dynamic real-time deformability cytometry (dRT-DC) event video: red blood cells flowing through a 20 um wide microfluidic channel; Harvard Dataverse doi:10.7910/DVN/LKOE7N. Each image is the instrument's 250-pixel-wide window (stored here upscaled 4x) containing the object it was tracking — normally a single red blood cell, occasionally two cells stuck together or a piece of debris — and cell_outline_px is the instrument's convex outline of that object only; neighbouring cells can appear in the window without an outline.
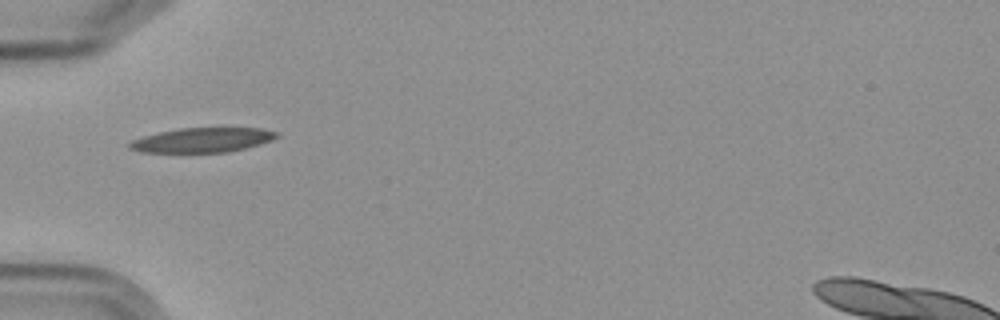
{"species": "Egyptian fruit bat (a non-hibernating species)", "species_latin": "Rousettus aegyptiacus", "temperature_condition": "cold", "stored_images_in_passage": 4, "camera_frame_rate_fps": 3000, "um_per_image_px": 0.085, "frame": {"image": 1, "passage_image": 1, "time_ms": 0.0, "image_size_px": [1000, 320], "cell_outline_px": [[280, 136], [272, 140], [260, 144], [228, 152], [140, 152], [128, 148], [128, 144], [132, 140], [144, 136], [160, 132], [180, 128], [260, 128], [280, 132]], "centroid_in_image_um": [17.23, 11.9], "position_along_channel_um": 67.8, "area_um2": 21.04}}
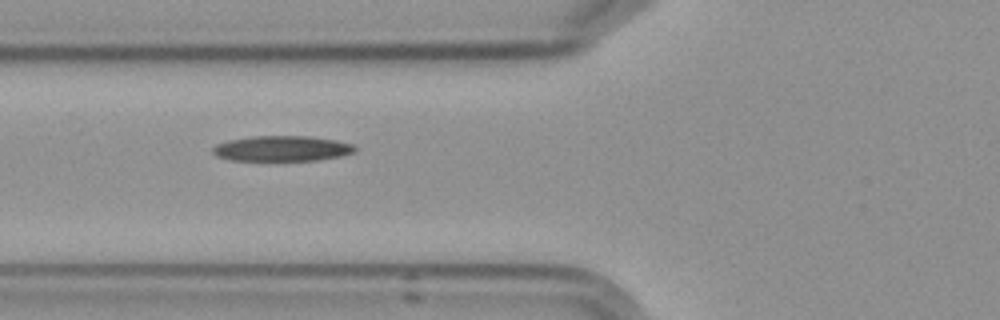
{"frame": {"image": 2, "passage_image": 2, "time_ms": 1.0, "image_size_px": [1000, 320], "cell_outline_px": [[356, 152], [340, 156], [316, 160], [232, 160], [216, 156], [212, 152], [212, 148], [216, 144], [228, 140], [252, 136], [312, 136], [336, 140], [352, 144], [356, 148]], "centroid_in_image_um": [23.97, 12.61], "position_along_channel_um": 101.8, "area_um2": 21.04}}